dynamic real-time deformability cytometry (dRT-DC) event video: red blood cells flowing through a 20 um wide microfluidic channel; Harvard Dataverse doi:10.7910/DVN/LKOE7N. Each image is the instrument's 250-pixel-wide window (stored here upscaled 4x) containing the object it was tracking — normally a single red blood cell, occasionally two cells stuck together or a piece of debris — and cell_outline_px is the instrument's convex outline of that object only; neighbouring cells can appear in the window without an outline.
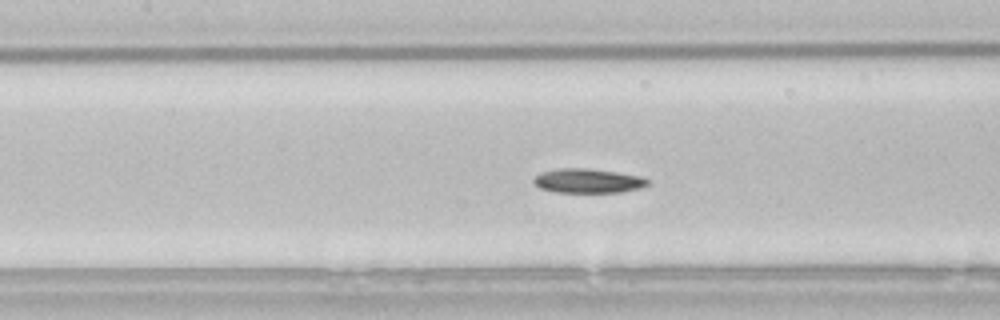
{"species": "common noctule bat (a hibernating species)", "species_latin": "Nyctalus noctula", "temperature_condition": "room temperature", "stored_images_in_passage": 42, "camera_frame_rate_fps": 3000, "um_per_image_px": 0.085, "animal": {"sex": "male", "body_mass_g": 21.5, "forearm_length_mm": 52.0}, "frame": {"image": 1, "passage_image": 12, "time_ms": 3.667, "image_size_px": [1000, 320], "cell_outline_px": [[648, 184], [640, 188], [620, 192], [556, 192], [540, 188], [532, 180], [540, 172], [556, 168], [588, 168], [616, 172], [640, 176], [648, 180]], "centroid_in_image_um": [49.94, 15.36], "position_along_channel_um": 157.5, "area_um2": 16.07}}
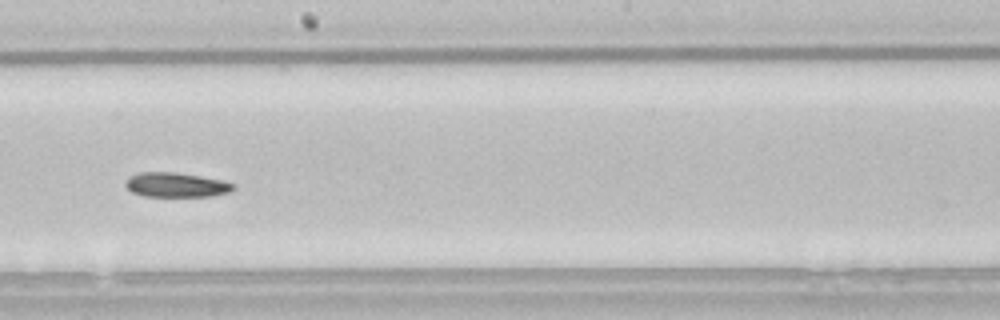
{"frame": {"image": 2, "passage_image": 18, "time_ms": 5.667, "image_size_px": [1000, 320], "cell_outline_px": [[236, 188], [228, 192], [212, 196], [144, 196], [132, 192], [124, 184], [124, 180], [128, 176], [140, 172], [176, 172], [224, 180], [236, 184]], "centroid_in_image_um": [14.97, 15.7], "position_along_channel_um": 233.2, "area_um2": 15.61}}
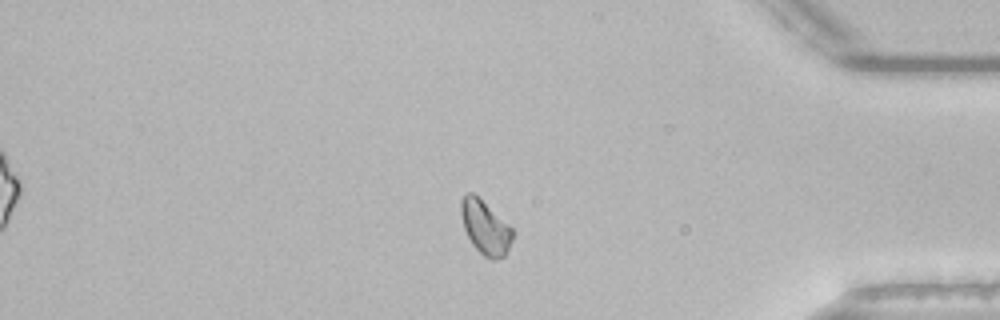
{"frame": {"image": 3, "passage_image": 33, "time_ms": 10.667, "image_size_px": [1000, 320], "cell_outline_px": [[512, 240], [504, 256], [496, 260], [492, 260], [484, 256], [472, 244], [464, 228], [460, 212], [460, 204], [464, 192], [472, 192], [508, 224], [512, 228]], "centroid_in_image_um": [41.22, 19.33], "position_along_channel_um": 394.0, "area_um2": 15.9}, "authors_computed_cell_mechanics": {"area_um2": 16.0684, "velocity_mm_per_s": 3.7955, "shape_relaxation_time_tau1_ms": 2.5625, "shape_relaxation_time_tau2_ms": null, "deformation_change_tau1": 0.1038, "deformation_change_tau2": null}}